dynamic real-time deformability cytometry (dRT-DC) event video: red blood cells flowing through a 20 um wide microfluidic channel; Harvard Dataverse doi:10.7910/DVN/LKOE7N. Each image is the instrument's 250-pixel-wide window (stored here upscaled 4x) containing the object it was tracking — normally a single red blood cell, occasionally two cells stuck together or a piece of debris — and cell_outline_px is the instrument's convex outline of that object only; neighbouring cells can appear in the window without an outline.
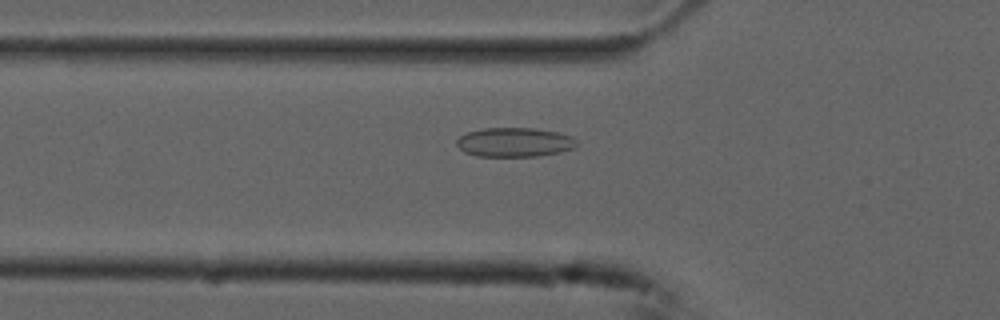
{"species": "common noctule bat (a hibernating species)", "species_latin": "Nyctalus noctula", "temperature_condition": "cold", "stored_images_in_passage": 44, "camera_frame_rate_fps": 3000, "um_per_image_px": 0.085, "animal": {"sex": "male", "forearm_length_mm": 52.5}, "frame": {"image": 1, "passage_image": 8, "time_ms": 2.333, "image_size_px": [1000, 320], "cell_outline_px": [[580, 144], [572, 148], [560, 152], [536, 156], [476, 156], [464, 152], [456, 144], [456, 140], [460, 136], [468, 132], [484, 128], [536, 128], [556, 132], [572, 136]], "centroid_in_image_um": [43.74, 12.09], "position_along_channel_um": 82.1, "area_um2": 20.46}}
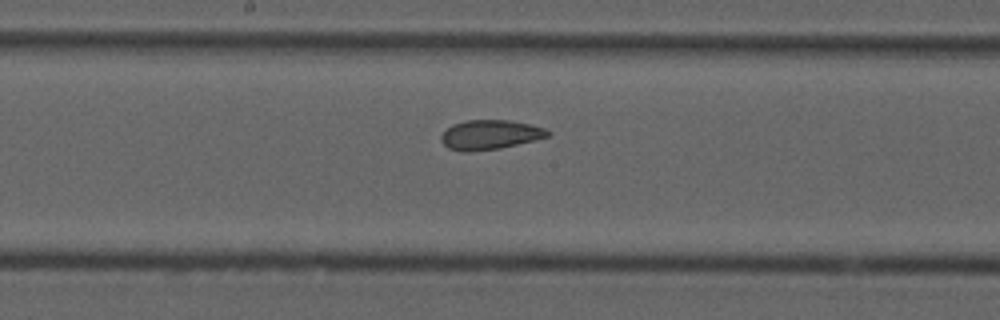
{"frame": {"image": 2, "passage_image": 18, "time_ms": 5.667, "image_size_px": [1000, 320], "cell_outline_px": [[552, 132], [548, 136], [500, 148], [468, 152], [464, 152], [448, 148], [440, 140], [440, 136], [452, 124], [464, 120], [508, 120], [528, 124], [544, 128]], "centroid_in_image_um": [41.6, 11.45], "position_along_channel_um": 206.6, "area_um2": 18.15}}
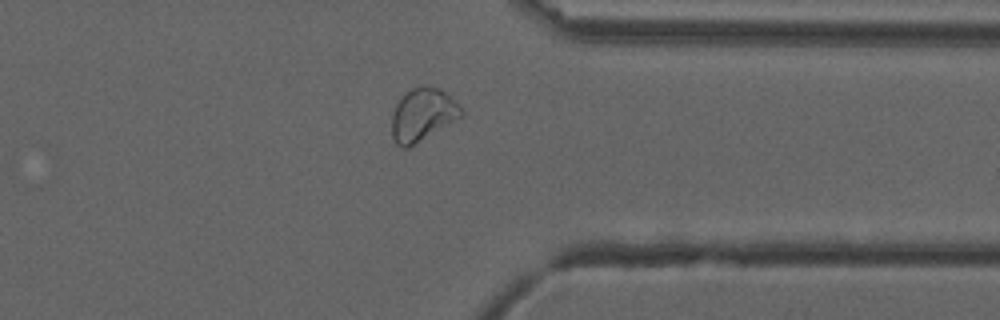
{"frame": {"image": 3, "passage_image": 32, "time_ms": 10.333, "image_size_px": [1000, 320], "cell_outline_px": [[464, 116], [408, 148], [400, 148], [396, 144], [392, 136], [392, 116], [396, 104], [400, 96], [412, 88], [420, 84], [424, 84], [440, 88], [464, 112]], "centroid_in_image_um": [35.9, 9.75], "position_along_channel_um": 375.5, "area_um2": 21.5}, "authors_computed_cell_mechanics": {"area_um2": 19.941, "velocity_mm_per_s": 3.7193, "shape_relaxation_time_tau1_ms": null, "shape_relaxation_time_tau2_ms": 1.8168, "deformation_change_tau1": null, "deformation_change_tau2": 0.0568}}